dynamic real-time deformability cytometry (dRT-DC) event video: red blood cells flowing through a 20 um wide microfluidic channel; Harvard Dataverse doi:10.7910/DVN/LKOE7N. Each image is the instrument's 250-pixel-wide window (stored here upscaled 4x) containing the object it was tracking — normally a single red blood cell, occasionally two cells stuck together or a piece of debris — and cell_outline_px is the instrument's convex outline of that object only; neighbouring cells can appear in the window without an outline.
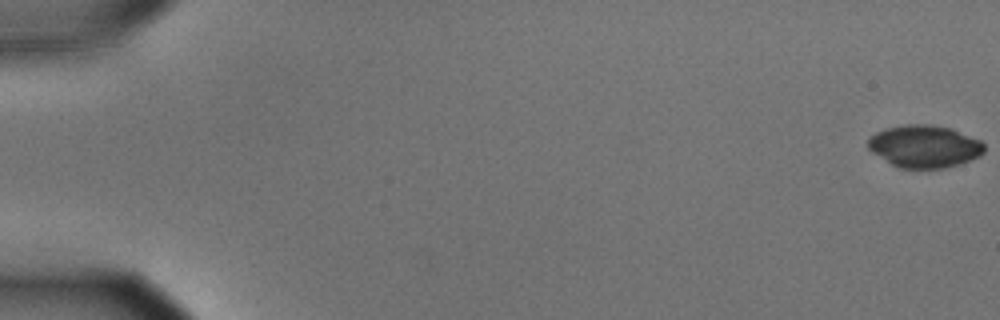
{"species": "common noctule bat (a hibernating species)", "species_latin": "Nyctalus noctula", "temperature_condition": "cold", "stored_images_in_passage": 58, "segment_of_instrument_passage": [1, 2], "camera_frame_rate_fps": 3000, "um_per_image_px": 0.085, "animal": {"sex": "male", "body_mass_g": 15.6}, "frame": {"image": 1, "passage_image": 1, "time_ms": 0.0, "image_size_px": [1000, 320], "cell_outline_px": [[984, 152], [980, 156], [960, 164], [944, 168], [900, 168], [892, 164], [872, 152], [868, 148], [868, 140], [876, 132], [888, 128], [904, 124], [928, 124], [948, 128], [980, 140], [984, 144]], "centroid_in_image_um": [78.58, 12.45], "position_along_channel_um": 6.4, "area_um2": 28.44}}
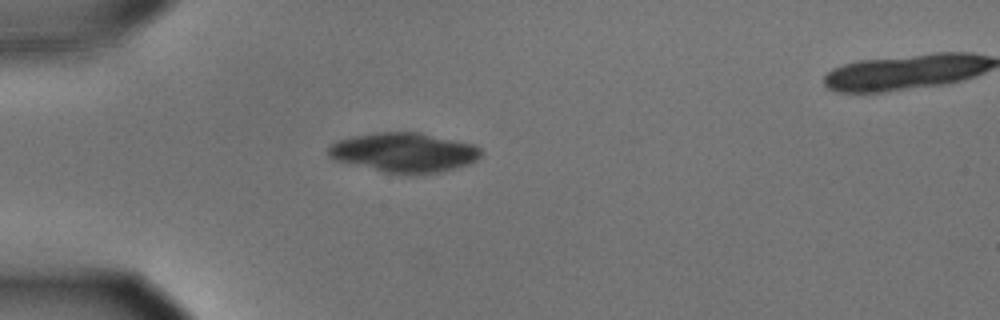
{"frame": {"image": 2, "passage_image": 17, "time_ms": 5.333, "image_size_px": [1000, 320], "cell_outline_px": [[484, 152], [476, 160], [468, 164], [456, 168], [440, 172], [408, 176], [384, 172], [348, 164], [332, 160], [328, 156], [328, 148], [332, 144], [340, 140], [356, 136], [376, 132], [420, 132], [476, 144]], "centroid_in_image_um": [34.38, 12.98], "position_along_channel_um": 50.6, "area_um2": 35.72}}
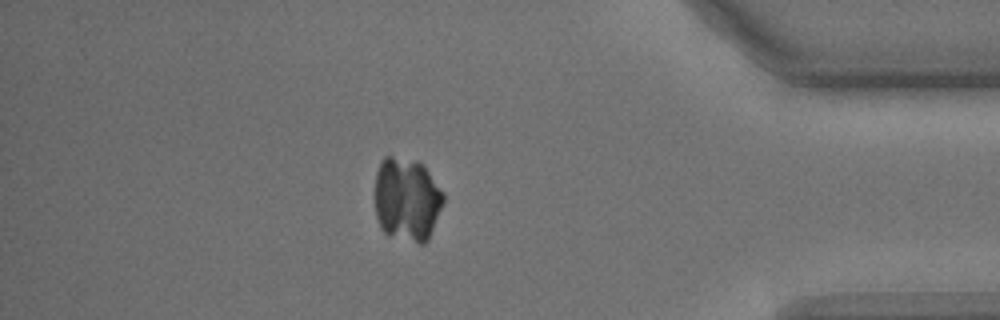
{"frame": {"image": 3, "passage_image": 50, "time_ms": 16.333, "image_size_px": [1000, 320], "cell_outline_px": [[444, 200], [428, 240], [424, 244], [420, 244], [388, 236], [380, 228], [376, 216], [376, 172], [380, 160], [384, 156], [392, 156], [416, 160], [428, 172], [444, 192]], "centroid_in_image_um": [34.57, 16.96], "position_along_channel_um": 400.6, "area_um2": 33.58}}